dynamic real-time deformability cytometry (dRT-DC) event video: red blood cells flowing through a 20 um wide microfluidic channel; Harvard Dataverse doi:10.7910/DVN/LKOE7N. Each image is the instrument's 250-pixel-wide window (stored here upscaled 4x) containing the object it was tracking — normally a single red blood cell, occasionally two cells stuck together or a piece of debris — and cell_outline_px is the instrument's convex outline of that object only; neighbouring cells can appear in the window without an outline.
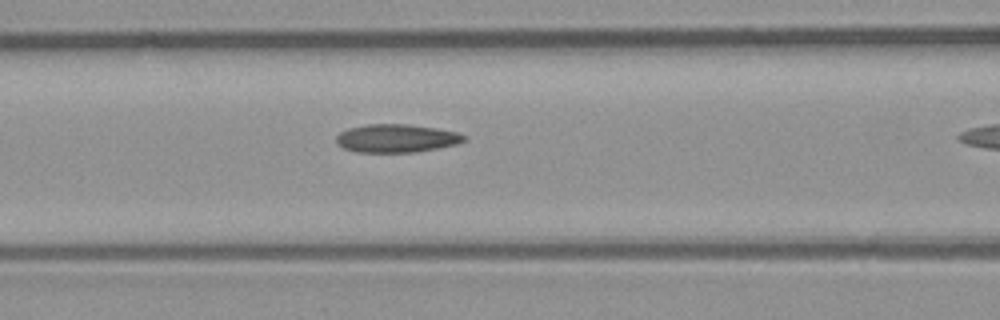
{"species": "common noctule bat (a hibernating species)", "species_latin": "Nyctalus noctula", "temperature_condition": "room temperature", "stored_images_in_passage": 10, "camera_frame_rate_fps": 3000, "um_per_image_px": 0.085, "animal": {"sex": "male", "body_mass_g": 23.1, "forearm_length_mm": 52.7}, "frame": {"image": 1, "passage_image": 9, "time_ms": 2.667, "image_size_px": [1000, 320], "cell_outline_px": [[468, 136], [464, 140], [456, 144], [416, 152], [356, 152], [344, 148], [336, 140], [336, 136], [340, 132], [348, 128], [368, 124], [408, 124], [436, 128], [456, 132]], "centroid_in_image_um": [33.69, 11.75], "position_along_channel_um": 132.9, "area_um2": 20.87}}